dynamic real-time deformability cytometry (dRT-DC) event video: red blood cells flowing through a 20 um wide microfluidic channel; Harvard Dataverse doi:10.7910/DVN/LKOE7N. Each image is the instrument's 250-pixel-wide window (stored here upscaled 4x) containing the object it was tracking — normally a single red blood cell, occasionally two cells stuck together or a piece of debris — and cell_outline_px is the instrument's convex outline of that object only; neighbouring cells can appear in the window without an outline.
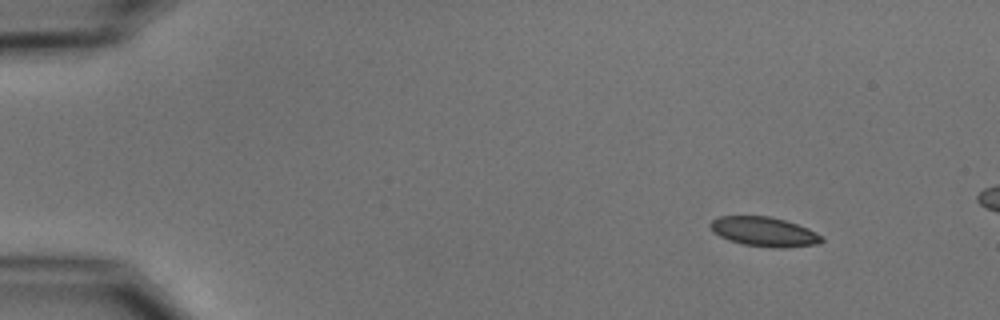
{"species": "common noctule bat (a hibernating species)", "species_latin": "Nyctalus noctula", "temperature_condition": "cold", "stored_images_in_passage": 4, "camera_frame_rate_fps": 3000, "um_per_image_px": 0.085, "animal": {"sex": "male", "body_mass_g": 15.6}, "frame": {"image": 1, "passage_image": 1, "time_ms": 0.0, "image_size_px": [1000, 320], "cell_outline_px": [[824, 240], [816, 244], [784, 248], [772, 248], [744, 244], [728, 240], [712, 232], [708, 224], [712, 220], [720, 216], [768, 216], [784, 220], [808, 228], [824, 236]], "centroid_in_image_um": [64.94, 19.7], "position_along_channel_um": 20.1, "area_um2": 19.19}}